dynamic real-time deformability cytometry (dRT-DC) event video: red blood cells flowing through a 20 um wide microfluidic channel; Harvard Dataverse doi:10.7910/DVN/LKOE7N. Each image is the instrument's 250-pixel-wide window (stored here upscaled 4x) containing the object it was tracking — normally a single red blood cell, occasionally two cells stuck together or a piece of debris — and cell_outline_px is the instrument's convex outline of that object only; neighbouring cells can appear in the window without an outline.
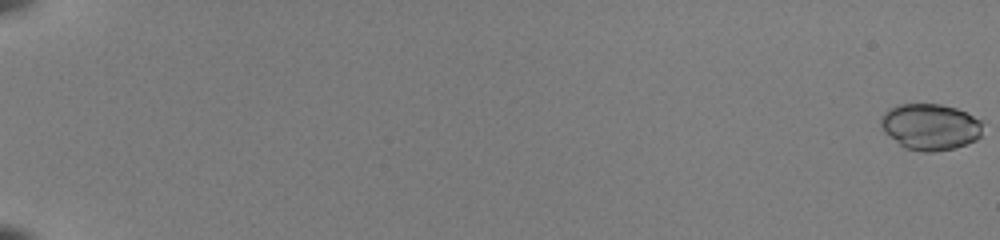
{"species": "common noctule bat (a hibernating species)", "species_latin": "Nyctalus noctula", "temperature_condition": "room temperature", "stored_images_in_passage": 54, "camera_frame_rate_fps": 3000, "um_per_image_px": 0.085, "animal": {"sex": "female", "body_mass_g": 22.0, "forearm_length_mm": 56.7}, "frame": {"image": 1, "passage_image": 1, "time_ms": 0.0, "image_size_px": [1000, 240], "cell_outline_px": [[980, 136], [976, 140], [956, 148], [932, 152], [924, 152], [904, 148], [884, 132], [880, 124], [880, 120], [892, 108], [900, 104], [940, 104], [956, 108], [980, 120]], "centroid_in_image_um": [79.06, 10.8], "position_along_channel_um": 5.9, "area_um2": 27.11}}
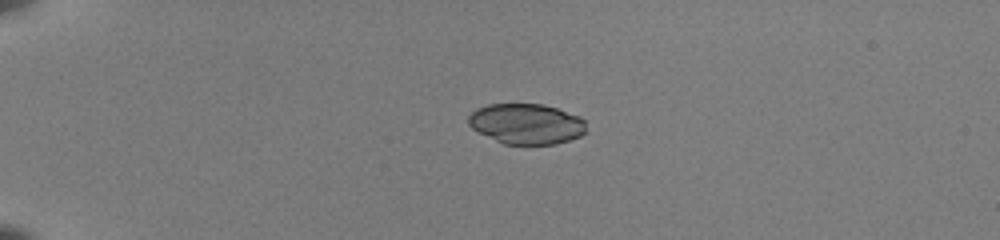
{"frame": {"image": 2, "passage_image": 16, "time_ms": 5.0, "image_size_px": [1000, 240], "cell_outline_px": [[588, 132], [580, 136], [556, 144], [504, 144], [472, 128], [468, 124], [468, 116], [476, 108], [488, 104], [540, 104], [556, 108], [576, 116], [584, 120]], "centroid_in_image_um": [44.74, 10.53], "position_along_channel_um": 40.3, "area_um2": 27.57}}